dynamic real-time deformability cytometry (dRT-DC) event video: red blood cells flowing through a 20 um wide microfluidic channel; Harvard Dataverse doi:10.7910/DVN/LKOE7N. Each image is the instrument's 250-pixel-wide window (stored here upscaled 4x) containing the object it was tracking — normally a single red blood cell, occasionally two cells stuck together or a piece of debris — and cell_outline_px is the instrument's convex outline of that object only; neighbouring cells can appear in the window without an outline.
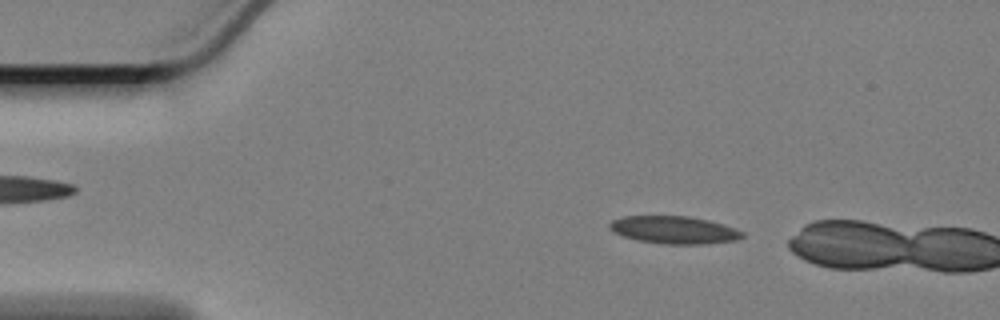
{"species": "Egyptian fruit bat (a non-hibernating species)", "species_latin": "Rousettus aegyptiacus", "temperature_condition": "cold", "stored_images_in_passage": 5, "camera_frame_rate_fps": 3000, "um_per_image_px": 0.085, "animal": {"sex": "female"}, "frame": {"image": 1, "passage_image": 3, "time_ms": 0.667, "image_size_px": [1000, 320], "cell_outline_px": [[744, 236], [736, 240], [708, 244], [664, 244], [636, 240], [612, 232], [608, 228], [608, 224], [612, 220], [624, 216], [688, 216], [708, 220], [724, 224], [736, 228], [744, 232]], "centroid_in_image_um": [57.3, 19.54], "position_along_channel_um": 27.7, "area_um2": 21.56}}